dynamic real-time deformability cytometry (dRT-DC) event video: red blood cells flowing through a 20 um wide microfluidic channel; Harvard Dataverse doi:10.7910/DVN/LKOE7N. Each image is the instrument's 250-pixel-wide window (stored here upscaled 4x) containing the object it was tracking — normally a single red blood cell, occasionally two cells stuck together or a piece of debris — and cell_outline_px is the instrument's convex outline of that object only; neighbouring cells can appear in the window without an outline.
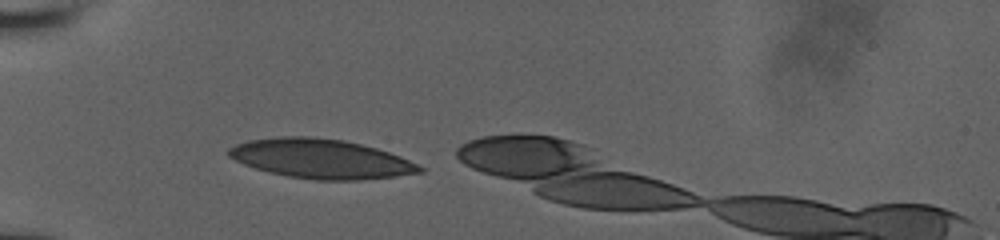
{"species": "human", "species_latin": "Homo sapiens", "temperature_condition": "room temperature", "stored_images_in_passage": 3, "camera_frame_rate_fps": 3000, "um_per_image_px": 0.085, "donor": {"sex": "male"}, "frame": {"image": 1, "passage_image": 1, "time_ms": 0.0, "image_size_px": [1000, 240], "cell_outline_px": [[424, 172], [360, 180], [316, 180], [288, 176], [268, 172], [244, 164], [228, 156], [228, 148], [236, 144], [248, 140], [280, 136], [312, 136], [344, 140], [376, 148], [400, 156], [424, 168]], "centroid_in_image_um": [27.25, 13.49], "position_along_channel_um": 57.8, "area_um2": 43.64}}